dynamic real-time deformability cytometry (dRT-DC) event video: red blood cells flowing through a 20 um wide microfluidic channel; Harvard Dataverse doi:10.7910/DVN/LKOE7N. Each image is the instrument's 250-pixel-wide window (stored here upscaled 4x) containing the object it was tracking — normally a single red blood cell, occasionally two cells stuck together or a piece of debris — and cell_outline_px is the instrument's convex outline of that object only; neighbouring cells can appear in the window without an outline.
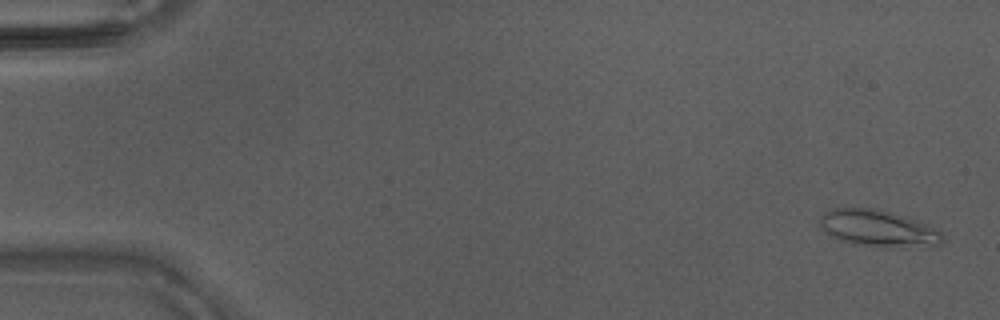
{"species": "Egyptian fruit bat (a non-hibernating species)", "species_latin": "Rousettus aegyptiacus", "temperature_condition": "warm", "stored_images_in_passage": 47, "camera_frame_rate_fps": 3000, "um_per_image_px": 0.085, "animal": {"sex": "male"}, "frame": {"image": 1, "passage_image": 2, "time_ms": 0.333, "image_size_px": [1000, 320], "cell_outline_px": [[944, 244], [928, 248], [876, 248], [840, 240], [832, 236], [820, 224], [820, 216], [824, 212], [832, 208], [868, 208], [892, 212], [924, 224], [940, 232], [944, 236]], "centroid_in_image_um": [74.71, 19.46], "position_along_channel_um": 10.3, "area_um2": 26.41}}
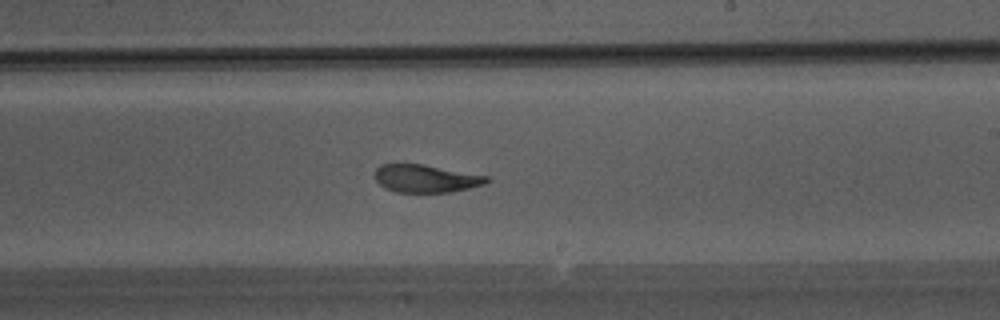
{"frame": {"image": 2, "passage_image": 28, "time_ms": 9.0, "image_size_px": [1000, 320], "cell_outline_px": [[492, 180], [484, 184], [452, 192], [396, 192], [384, 188], [376, 180], [376, 168], [380, 164], [424, 164], [488, 176]], "centroid_in_image_um": [36.21, 15.17], "position_along_channel_um": 252.8, "area_um2": 18.09}}
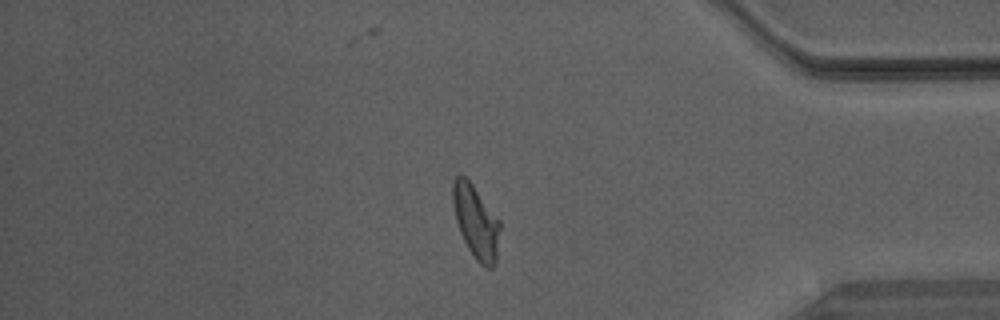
{"frame": {"image": 3, "passage_image": 39, "time_ms": 12.667, "image_size_px": [1000, 320], "cell_outline_px": [[500, 228], [496, 260], [492, 268], [488, 268], [480, 264], [476, 260], [468, 248], [460, 232], [456, 220], [452, 204], [452, 180], [460, 172], [472, 184], [500, 220]], "centroid_in_image_um": [40.43, 18.82], "position_along_channel_um": 394.8, "area_um2": 20.11}}